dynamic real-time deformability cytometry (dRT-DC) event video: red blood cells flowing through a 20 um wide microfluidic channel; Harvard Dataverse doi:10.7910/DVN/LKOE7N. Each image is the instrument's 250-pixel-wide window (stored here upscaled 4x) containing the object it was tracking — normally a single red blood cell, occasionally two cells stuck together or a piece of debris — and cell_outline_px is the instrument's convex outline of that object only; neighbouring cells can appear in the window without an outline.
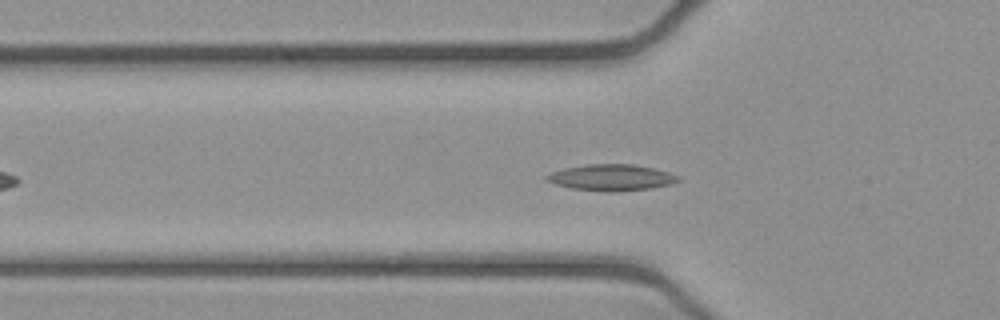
{"species": "common noctule bat (a hibernating species)", "species_latin": "Nyctalus noctula", "temperature_condition": "cold", "stored_images_in_passage": 48, "camera_frame_rate_fps": 3000, "um_per_image_px": 0.085, "animal": {"sex": "female", "body_mass_g": 21.9}, "frame": {"image": 1, "passage_image": 12, "time_ms": 3.667, "image_size_px": [1000, 320], "cell_outline_px": [[680, 180], [672, 184], [652, 188], [616, 192], [604, 192], [572, 188], [556, 184], [544, 180], [544, 176], [552, 172], [564, 168], [588, 164], [632, 164], [656, 168], [680, 176]], "centroid_in_image_um": [51.99, 15.09], "position_along_channel_um": 73.8, "area_um2": 20.35}}
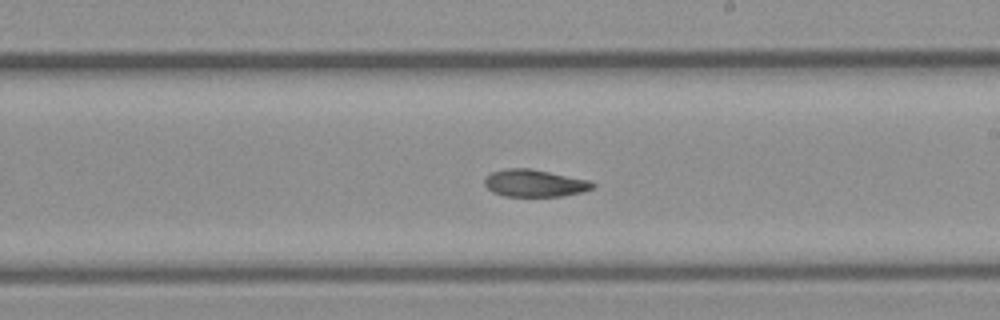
{"frame": {"image": 2, "passage_image": 25, "time_ms": 8.0, "image_size_px": [1000, 320], "cell_outline_px": [[596, 184], [592, 188], [584, 192], [564, 196], [504, 196], [492, 192], [484, 184], [484, 180], [492, 172], [504, 168], [528, 168], [592, 180]], "centroid_in_image_um": [45.48, 15.57], "position_along_channel_um": 243.5, "area_um2": 17.28}}
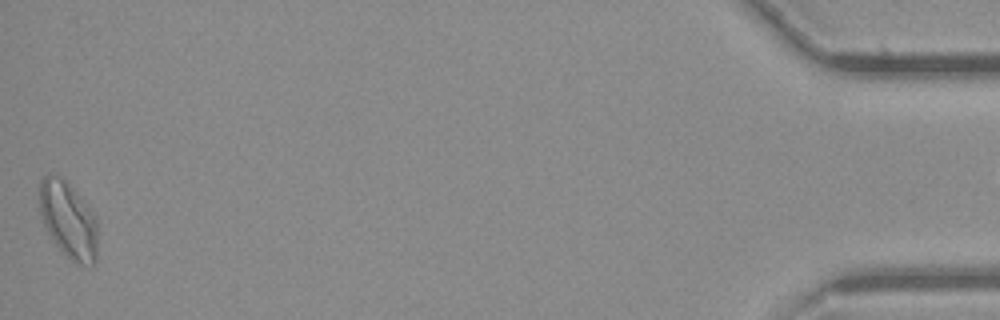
{"frame": {"image": 3, "passage_image": 47, "time_ms": 15.333, "image_size_px": [1000, 320], "cell_outline_px": [[96, 264], [92, 268], [76, 264], [60, 252], [48, 232], [44, 224], [40, 212], [36, 188], [40, 180], [48, 172], [60, 176], [84, 200], [96, 216]], "centroid_in_image_um": [5.78, 18.7], "position_along_channel_um": 429.4, "area_um2": 26.7}}